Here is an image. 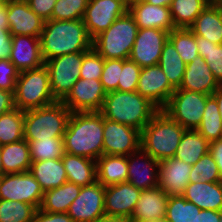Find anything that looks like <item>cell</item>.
I'll use <instances>...</instances> for the list:
<instances>
[{
    "mask_svg": "<svg viewBox=\"0 0 222 222\" xmlns=\"http://www.w3.org/2000/svg\"><path fill=\"white\" fill-rule=\"evenodd\" d=\"M35 211L30 204L0 199V222H32Z\"/></svg>",
    "mask_w": 222,
    "mask_h": 222,
    "instance_id": "60d3db41",
    "label": "cell"
},
{
    "mask_svg": "<svg viewBox=\"0 0 222 222\" xmlns=\"http://www.w3.org/2000/svg\"><path fill=\"white\" fill-rule=\"evenodd\" d=\"M103 66L104 58L92 48L83 56L80 78L101 79Z\"/></svg>",
    "mask_w": 222,
    "mask_h": 222,
    "instance_id": "bcb514c9",
    "label": "cell"
},
{
    "mask_svg": "<svg viewBox=\"0 0 222 222\" xmlns=\"http://www.w3.org/2000/svg\"><path fill=\"white\" fill-rule=\"evenodd\" d=\"M141 67L131 59L122 60V71L118 81V90L134 92L137 89Z\"/></svg>",
    "mask_w": 222,
    "mask_h": 222,
    "instance_id": "ee69618b",
    "label": "cell"
},
{
    "mask_svg": "<svg viewBox=\"0 0 222 222\" xmlns=\"http://www.w3.org/2000/svg\"><path fill=\"white\" fill-rule=\"evenodd\" d=\"M106 94L100 79L79 78L61 102L72 113L101 111Z\"/></svg>",
    "mask_w": 222,
    "mask_h": 222,
    "instance_id": "7c38bea8",
    "label": "cell"
},
{
    "mask_svg": "<svg viewBox=\"0 0 222 222\" xmlns=\"http://www.w3.org/2000/svg\"><path fill=\"white\" fill-rule=\"evenodd\" d=\"M158 65L167 76L170 84L175 89L179 88L183 80L186 64L169 39L163 46Z\"/></svg>",
    "mask_w": 222,
    "mask_h": 222,
    "instance_id": "d6a6232c",
    "label": "cell"
},
{
    "mask_svg": "<svg viewBox=\"0 0 222 222\" xmlns=\"http://www.w3.org/2000/svg\"><path fill=\"white\" fill-rule=\"evenodd\" d=\"M138 26L127 11L92 40V48L104 59H129Z\"/></svg>",
    "mask_w": 222,
    "mask_h": 222,
    "instance_id": "8992f818",
    "label": "cell"
},
{
    "mask_svg": "<svg viewBox=\"0 0 222 222\" xmlns=\"http://www.w3.org/2000/svg\"><path fill=\"white\" fill-rule=\"evenodd\" d=\"M122 71V59H104L101 84L106 93L118 90V81Z\"/></svg>",
    "mask_w": 222,
    "mask_h": 222,
    "instance_id": "f6af8a7d",
    "label": "cell"
},
{
    "mask_svg": "<svg viewBox=\"0 0 222 222\" xmlns=\"http://www.w3.org/2000/svg\"><path fill=\"white\" fill-rule=\"evenodd\" d=\"M220 86L206 61L198 56L194 61L186 64L182 83L177 89L211 95Z\"/></svg>",
    "mask_w": 222,
    "mask_h": 222,
    "instance_id": "cb8c5ba5",
    "label": "cell"
},
{
    "mask_svg": "<svg viewBox=\"0 0 222 222\" xmlns=\"http://www.w3.org/2000/svg\"><path fill=\"white\" fill-rule=\"evenodd\" d=\"M123 1L128 8L131 7L135 3L141 2V0H123Z\"/></svg>",
    "mask_w": 222,
    "mask_h": 222,
    "instance_id": "91938a15",
    "label": "cell"
},
{
    "mask_svg": "<svg viewBox=\"0 0 222 222\" xmlns=\"http://www.w3.org/2000/svg\"><path fill=\"white\" fill-rule=\"evenodd\" d=\"M220 222H222V211H220Z\"/></svg>",
    "mask_w": 222,
    "mask_h": 222,
    "instance_id": "03108f58",
    "label": "cell"
},
{
    "mask_svg": "<svg viewBox=\"0 0 222 222\" xmlns=\"http://www.w3.org/2000/svg\"><path fill=\"white\" fill-rule=\"evenodd\" d=\"M1 161L5 174L30 171L31 158L29 145L26 140L0 146Z\"/></svg>",
    "mask_w": 222,
    "mask_h": 222,
    "instance_id": "f546056e",
    "label": "cell"
},
{
    "mask_svg": "<svg viewBox=\"0 0 222 222\" xmlns=\"http://www.w3.org/2000/svg\"><path fill=\"white\" fill-rule=\"evenodd\" d=\"M159 109L137 91H111L106 94L101 113L104 118L126 124L140 132Z\"/></svg>",
    "mask_w": 222,
    "mask_h": 222,
    "instance_id": "3957f363",
    "label": "cell"
},
{
    "mask_svg": "<svg viewBox=\"0 0 222 222\" xmlns=\"http://www.w3.org/2000/svg\"><path fill=\"white\" fill-rule=\"evenodd\" d=\"M179 56L188 64L199 56L195 35L189 28H175L168 36Z\"/></svg>",
    "mask_w": 222,
    "mask_h": 222,
    "instance_id": "8d00e7d4",
    "label": "cell"
},
{
    "mask_svg": "<svg viewBox=\"0 0 222 222\" xmlns=\"http://www.w3.org/2000/svg\"><path fill=\"white\" fill-rule=\"evenodd\" d=\"M5 3H6V0H0V9H1V7H3L5 5Z\"/></svg>",
    "mask_w": 222,
    "mask_h": 222,
    "instance_id": "be15d7a7",
    "label": "cell"
},
{
    "mask_svg": "<svg viewBox=\"0 0 222 222\" xmlns=\"http://www.w3.org/2000/svg\"><path fill=\"white\" fill-rule=\"evenodd\" d=\"M141 1L145 3H150L152 5L169 7L173 0H141Z\"/></svg>",
    "mask_w": 222,
    "mask_h": 222,
    "instance_id": "680465c9",
    "label": "cell"
},
{
    "mask_svg": "<svg viewBox=\"0 0 222 222\" xmlns=\"http://www.w3.org/2000/svg\"><path fill=\"white\" fill-rule=\"evenodd\" d=\"M191 169V165L174 157L159 161L158 186L168 196L183 195L186 186L190 183Z\"/></svg>",
    "mask_w": 222,
    "mask_h": 222,
    "instance_id": "ac0fdd59",
    "label": "cell"
},
{
    "mask_svg": "<svg viewBox=\"0 0 222 222\" xmlns=\"http://www.w3.org/2000/svg\"><path fill=\"white\" fill-rule=\"evenodd\" d=\"M61 159L67 173V181L80 187L92 185L97 181L95 160L66 152Z\"/></svg>",
    "mask_w": 222,
    "mask_h": 222,
    "instance_id": "4316f807",
    "label": "cell"
},
{
    "mask_svg": "<svg viewBox=\"0 0 222 222\" xmlns=\"http://www.w3.org/2000/svg\"><path fill=\"white\" fill-rule=\"evenodd\" d=\"M81 187L67 181L60 187L44 192L39 209L51 213H67L71 203L78 197Z\"/></svg>",
    "mask_w": 222,
    "mask_h": 222,
    "instance_id": "4dcf8cb0",
    "label": "cell"
},
{
    "mask_svg": "<svg viewBox=\"0 0 222 222\" xmlns=\"http://www.w3.org/2000/svg\"><path fill=\"white\" fill-rule=\"evenodd\" d=\"M28 145L32 162L59 159L64 154L63 137L33 140Z\"/></svg>",
    "mask_w": 222,
    "mask_h": 222,
    "instance_id": "74e56055",
    "label": "cell"
},
{
    "mask_svg": "<svg viewBox=\"0 0 222 222\" xmlns=\"http://www.w3.org/2000/svg\"><path fill=\"white\" fill-rule=\"evenodd\" d=\"M217 4L222 8V0H218Z\"/></svg>",
    "mask_w": 222,
    "mask_h": 222,
    "instance_id": "e7e4bbea",
    "label": "cell"
},
{
    "mask_svg": "<svg viewBox=\"0 0 222 222\" xmlns=\"http://www.w3.org/2000/svg\"><path fill=\"white\" fill-rule=\"evenodd\" d=\"M128 179L137 189L147 190L158 186L159 161L141 148L127 156Z\"/></svg>",
    "mask_w": 222,
    "mask_h": 222,
    "instance_id": "d6986e66",
    "label": "cell"
},
{
    "mask_svg": "<svg viewBox=\"0 0 222 222\" xmlns=\"http://www.w3.org/2000/svg\"><path fill=\"white\" fill-rule=\"evenodd\" d=\"M7 21L12 36L40 37L45 20L36 15L25 0H6Z\"/></svg>",
    "mask_w": 222,
    "mask_h": 222,
    "instance_id": "e0dca14e",
    "label": "cell"
},
{
    "mask_svg": "<svg viewBox=\"0 0 222 222\" xmlns=\"http://www.w3.org/2000/svg\"><path fill=\"white\" fill-rule=\"evenodd\" d=\"M194 222H220V211L201 209L196 213Z\"/></svg>",
    "mask_w": 222,
    "mask_h": 222,
    "instance_id": "db71d44e",
    "label": "cell"
},
{
    "mask_svg": "<svg viewBox=\"0 0 222 222\" xmlns=\"http://www.w3.org/2000/svg\"><path fill=\"white\" fill-rule=\"evenodd\" d=\"M207 5L205 0H173L169 8L175 28H189Z\"/></svg>",
    "mask_w": 222,
    "mask_h": 222,
    "instance_id": "836d02e7",
    "label": "cell"
},
{
    "mask_svg": "<svg viewBox=\"0 0 222 222\" xmlns=\"http://www.w3.org/2000/svg\"><path fill=\"white\" fill-rule=\"evenodd\" d=\"M0 151H1V148H0ZM5 175L4 173V168H3V165H2V161H1V155H0V178Z\"/></svg>",
    "mask_w": 222,
    "mask_h": 222,
    "instance_id": "94428289",
    "label": "cell"
},
{
    "mask_svg": "<svg viewBox=\"0 0 222 222\" xmlns=\"http://www.w3.org/2000/svg\"><path fill=\"white\" fill-rule=\"evenodd\" d=\"M208 4H215L218 0H205Z\"/></svg>",
    "mask_w": 222,
    "mask_h": 222,
    "instance_id": "6125c7cd",
    "label": "cell"
},
{
    "mask_svg": "<svg viewBox=\"0 0 222 222\" xmlns=\"http://www.w3.org/2000/svg\"><path fill=\"white\" fill-rule=\"evenodd\" d=\"M189 180L192 183L222 181L217 164L209 152L192 165Z\"/></svg>",
    "mask_w": 222,
    "mask_h": 222,
    "instance_id": "b9f144b4",
    "label": "cell"
},
{
    "mask_svg": "<svg viewBox=\"0 0 222 222\" xmlns=\"http://www.w3.org/2000/svg\"><path fill=\"white\" fill-rule=\"evenodd\" d=\"M209 143L222 138V122L216 99L209 95L201 124L196 129Z\"/></svg>",
    "mask_w": 222,
    "mask_h": 222,
    "instance_id": "d590c367",
    "label": "cell"
},
{
    "mask_svg": "<svg viewBox=\"0 0 222 222\" xmlns=\"http://www.w3.org/2000/svg\"><path fill=\"white\" fill-rule=\"evenodd\" d=\"M12 50V35L9 27H0V60L10 59Z\"/></svg>",
    "mask_w": 222,
    "mask_h": 222,
    "instance_id": "f907efd6",
    "label": "cell"
},
{
    "mask_svg": "<svg viewBox=\"0 0 222 222\" xmlns=\"http://www.w3.org/2000/svg\"><path fill=\"white\" fill-rule=\"evenodd\" d=\"M209 146L210 143L197 130H185L174 158L192 166L209 152Z\"/></svg>",
    "mask_w": 222,
    "mask_h": 222,
    "instance_id": "1f68e13d",
    "label": "cell"
},
{
    "mask_svg": "<svg viewBox=\"0 0 222 222\" xmlns=\"http://www.w3.org/2000/svg\"><path fill=\"white\" fill-rule=\"evenodd\" d=\"M14 108V93L12 91L0 89V116Z\"/></svg>",
    "mask_w": 222,
    "mask_h": 222,
    "instance_id": "816d5d0a",
    "label": "cell"
},
{
    "mask_svg": "<svg viewBox=\"0 0 222 222\" xmlns=\"http://www.w3.org/2000/svg\"><path fill=\"white\" fill-rule=\"evenodd\" d=\"M141 190L124 182L105 187V216L131 217L140 197Z\"/></svg>",
    "mask_w": 222,
    "mask_h": 222,
    "instance_id": "ffe728a7",
    "label": "cell"
},
{
    "mask_svg": "<svg viewBox=\"0 0 222 222\" xmlns=\"http://www.w3.org/2000/svg\"><path fill=\"white\" fill-rule=\"evenodd\" d=\"M0 27H9V23L7 21V5L6 4L0 9Z\"/></svg>",
    "mask_w": 222,
    "mask_h": 222,
    "instance_id": "6f0895ef",
    "label": "cell"
},
{
    "mask_svg": "<svg viewBox=\"0 0 222 222\" xmlns=\"http://www.w3.org/2000/svg\"><path fill=\"white\" fill-rule=\"evenodd\" d=\"M30 172L39 182L43 192L67 182V173L61 158L32 162Z\"/></svg>",
    "mask_w": 222,
    "mask_h": 222,
    "instance_id": "f1b7e54d",
    "label": "cell"
},
{
    "mask_svg": "<svg viewBox=\"0 0 222 222\" xmlns=\"http://www.w3.org/2000/svg\"><path fill=\"white\" fill-rule=\"evenodd\" d=\"M199 56L213 72L215 79L222 86V44H215L202 36H195Z\"/></svg>",
    "mask_w": 222,
    "mask_h": 222,
    "instance_id": "f35d334b",
    "label": "cell"
},
{
    "mask_svg": "<svg viewBox=\"0 0 222 222\" xmlns=\"http://www.w3.org/2000/svg\"><path fill=\"white\" fill-rule=\"evenodd\" d=\"M127 11L123 0H89L83 21L90 38L104 32Z\"/></svg>",
    "mask_w": 222,
    "mask_h": 222,
    "instance_id": "5bb4252c",
    "label": "cell"
},
{
    "mask_svg": "<svg viewBox=\"0 0 222 222\" xmlns=\"http://www.w3.org/2000/svg\"><path fill=\"white\" fill-rule=\"evenodd\" d=\"M88 51L65 54L44 62L56 101H62L80 78L83 56Z\"/></svg>",
    "mask_w": 222,
    "mask_h": 222,
    "instance_id": "9c48e42d",
    "label": "cell"
},
{
    "mask_svg": "<svg viewBox=\"0 0 222 222\" xmlns=\"http://www.w3.org/2000/svg\"><path fill=\"white\" fill-rule=\"evenodd\" d=\"M32 222H74L68 213H51L36 209Z\"/></svg>",
    "mask_w": 222,
    "mask_h": 222,
    "instance_id": "681fc988",
    "label": "cell"
},
{
    "mask_svg": "<svg viewBox=\"0 0 222 222\" xmlns=\"http://www.w3.org/2000/svg\"><path fill=\"white\" fill-rule=\"evenodd\" d=\"M201 209L187 201L182 195L169 196L166 207V222H194Z\"/></svg>",
    "mask_w": 222,
    "mask_h": 222,
    "instance_id": "ab89813d",
    "label": "cell"
},
{
    "mask_svg": "<svg viewBox=\"0 0 222 222\" xmlns=\"http://www.w3.org/2000/svg\"><path fill=\"white\" fill-rule=\"evenodd\" d=\"M56 102L45 65L37 69L21 71L14 92L15 108L29 110Z\"/></svg>",
    "mask_w": 222,
    "mask_h": 222,
    "instance_id": "52a82bcc",
    "label": "cell"
},
{
    "mask_svg": "<svg viewBox=\"0 0 222 222\" xmlns=\"http://www.w3.org/2000/svg\"><path fill=\"white\" fill-rule=\"evenodd\" d=\"M30 9L43 20H51L55 3L57 0H25Z\"/></svg>",
    "mask_w": 222,
    "mask_h": 222,
    "instance_id": "c3c4849f",
    "label": "cell"
},
{
    "mask_svg": "<svg viewBox=\"0 0 222 222\" xmlns=\"http://www.w3.org/2000/svg\"><path fill=\"white\" fill-rule=\"evenodd\" d=\"M217 101L218 109L221 117L222 122V86L217 88L212 94H211Z\"/></svg>",
    "mask_w": 222,
    "mask_h": 222,
    "instance_id": "11a10c76",
    "label": "cell"
},
{
    "mask_svg": "<svg viewBox=\"0 0 222 222\" xmlns=\"http://www.w3.org/2000/svg\"><path fill=\"white\" fill-rule=\"evenodd\" d=\"M39 38L44 62L65 54L92 49V39L83 19L46 20Z\"/></svg>",
    "mask_w": 222,
    "mask_h": 222,
    "instance_id": "6da1fadb",
    "label": "cell"
},
{
    "mask_svg": "<svg viewBox=\"0 0 222 222\" xmlns=\"http://www.w3.org/2000/svg\"><path fill=\"white\" fill-rule=\"evenodd\" d=\"M9 60L20 72L43 66L40 38L25 35L12 36V50Z\"/></svg>",
    "mask_w": 222,
    "mask_h": 222,
    "instance_id": "7402d4cb",
    "label": "cell"
},
{
    "mask_svg": "<svg viewBox=\"0 0 222 222\" xmlns=\"http://www.w3.org/2000/svg\"><path fill=\"white\" fill-rule=\"evenodd\" d=\"M138 29L154 28L171 32L175 29L169 7L138 2L128 8Z\"/></svg>",
    "mask_w": 222,
    "mask_h": 222,
    "instance_id": "603a6c76",
    "label": "cell"
},
{
    "mask_svg": "<svg viewBox=\"0 0 222 222\" xmlns=\"http://www.w3.org/2000/svg\"><path fill=\"white\" fill-rule=\"evenodd\" d=\"M104 199L105 186L96 181L92 185L81 187L67 213L74 222H97L105 217Z\"/></svg>",
    "mask_w": 222,
    "mask_h": 222,
    "instance_id": "4fadbf2b",
    "label": "cell"
},
{
    "mask_svg": "<svg viewBox=\"0 0 222 222\" xmlns=\"http://www.w3.org/2000/svg\"><path fill=\"white\" fill-rule=\"evenodd\" d=\"M20 71L9 59L0 60V89L15 92Z\"/></svg>",
    "mask_w": 222,
    "mask_h": 222,
    "instance_id": "7dc6e473",
    "label": "cell"
},
{
    "mask_svg": "<svg viewBox=\"0 0 222 222\" xmlns=\"http://www.w3.org/2000/svg\"><path fill=\"white\" fill-rule=\"evenodd\" d=\"M103 139L100 111L71 113L63 135L64 152L96 161L103 155Z\"/></svg>",
    "mask_w": 222,
    "mask_h": 222,
    "instance_id": "7a4b0ae2",
    "label": "cell"
},
{
    "mask_svg": "<svg viewBox=\"0 0 222 222\" xmlns=\"http://www.w3.org/2000/svg\"><path fill=\"white\" fill-rule=\"evenodd\" d=\"M97 181L108 187L127 182V156L103 154L96 160Z\"/></svg>",
    "mask_w": 222,
    "mask_h": 222,
    "instance_id": "83f0119b",
    "label": "cell"
},
{
    "mask_svg": "<svg viewBox=\"0 0 222 222\" xmlns=\"http://www.w3.org/2000/svg\"><path fill=\"white\" fill-rule=\"evenodd\" d=\"M44 192L30 171L5 174L0 178V199L19 201L39 209Z\"/></svg>",
    "mask_w": 222,
    "mask_h": 222,
    "instance_id": "30bf717a",
    "label": "cell"
},
{
    "mask_svg": "<svg viewBox=\"0 0 222 222\" xmlns=\"http://www.w3.org/2000/svg\"><path fill=\"white\" fill-rule=\"evenodd\" d=\"M175 90L158 64L141 68L136 91L159 110L165 107Z\"/></svg>",
    "mask_w": 222,
    "mask_h": 222,
    "instance_id": "2e32d148",
    "label": "cell"
},
{
    "mask_svg": "<svg viewBox=\"0 0 222 222\" xmlns=\"http://www.w3.org/2000/svg\"><path fill=\"white\" fill-rule=\"evenodd\" d=\"M209 153L214 158L218 167L219 174L222 178V138L210 143Z\"/></svg>",
    "mask_w": 222,
    "mask_h": 222,
    "instance_id": "f5cc1de1",
    "label": "cell"
},
{
    "mask_svg": "<svg viewBox=\"0 0 222 222\" xmlns=\"http://www.w3.org/2000/svg\"><path fill=\"white\" fill-rule=\"evenodd\" d=\"M169 32L154 28L138 29L129 59L141 68L157 65Z\"/></svg>",
    "mask_w": 222,
    "mask_h": 222,
    "instance_id": "9a60e30c",
    "label": "cell"
},
{
    "mask_svg": "<svg viewBox=\"0 0 222 222\" xmlns=\"http://www.w3.org/2000/svg\"><path fill=\"white\" fill-rule=\"evenodd\" d=\"M145 222H160V220H156V221L150 220V221H145Z\"/></svg>",
    "mask_w": 222,
    "mask_h": 222,
    "instance_id": "003e7915",
    "label": "cell"
},
{
    "mask_svg": "<svg viewBox=\"0 0 222 222\" xmlns=\"http://www.w3.org/2000/svg\"><path fill=\"white\" fill-rule=\"evenodd\" d=\"M208 94L176 89L162 109L184 129L196 130L202 120Z\"/></svg>",
    "mask_w": 222,
    "mask_h": 222,
    "instance_id": "ba28073f",
    "label": "cell"
},
{
    "mask_svg": "<svg viewBox=\"0 0 222 222\" xmlns=\"http://www.w3.org/2000/svg\"><path fill=\"white\" fill-rule=\"evenodd\" d=\"M168 199L169 196L159 186L141 190L130 220L132 222H145L165 219Z\"/></svg>",
    "mask_w": 222,
    "mask_h": 222,
    "instance_id": "44dd1931",
    "label": "cell"
},
{
    "mask_svg": "<svg viewBox=\"0 0 222 222\" xmlns=\"http://www.w3.org/2000/svg\"><path fill=\"white\" fill-rule=\"evenodd\" d=\"M103 154L129 156L140 149L141 132L103 117Z\"/></svg>",
    "mask_w": 222,
    "mask_h": 222,
    "instance_id": "8fae6325",
    "label": "cell"
},
{
    "mask_svg": "<svg viewBox=\"0 0 222 222\" xmlns=\"http://www.w3.org/2000/svg\"><path fill=\"white\" fill-rule=\"evenodd\" d=\"M186 129L159 110L141 131L140 148L162 161L174 157Z\"/></svg>",
    "mask_w": 222,
    "mask_h": 222,
    "instance_id": "277c9868",
    "label": "cell"
},
{
    "mask_svg": "<svg viewBox=\"0 0 222 222\" xmlns=\"http://www.w3.org/2000/svg\"><path fill=\"white\" fill-rule=\"evenodd\" d=\"M71 113L61 101L24 111V140L63 137Z\"/></svg>",
    "mask_w": 222,
    "mask_h": 222,
    "instance_id": "5b68a950",
    "label": "cell"
},
{
    "mask_svg": "<svg viewBox=\"0 0 222 222\" xmlns=\"http://www.w3.org/2000/svg\"><path fill=\"white\" fill-rule=\"evenodd\" d=\"M24 139V111L14 108L0 116V146Z\"/></svg>",
    "mask_w": 222,
    "mask_h": 222,
    "instance_id": "e575fe53",
    "label": "cell"
},
{
    "mask_svg": "<svg viewBox=\"0 0 222 222\" xmlns=\"http://www.w3.org/2000/svg\"><path fill=\"white\" fill-rule=\"evenodd\" d=\"M195 36H202L215 44H222V8L208 4L189 27Z\"/></svg>",
    "mask_w": 222,
    "mask_h": 222,
    "instance_id": "484cf974",
    "label": "cell"
},
{
    "mask_svg": "<svg viewBox=\"0 0 222 222\" xmlns=\"http://www.w3.org/2000/svg\"><path fill=\"white\" fill-rule=\"evenodd\" d=\"M89 0H57L51 14L52 20L83 19Z\"/></svg>",
    "mask_w": 222,
    "mask_h": 222,
    "instance_id": "7bdbcfd3",
    "label": "cell"
},
{
    "mask_svg": "<svg viewBox=\"0 0 222 222\" xmlns=\"http://www.w3.org/2000/svg\"><path fill=\"white\" fill-rule=\"evenodd\" d=\"M97 222H132L129 218L119 216H105Z\"/></svg>",
    "mask_w": 222,
    "mask_h": 222,
    "instance_id": "9f6ffc18",
    "label": "cell"
},
{
    "mask_svg": "<svg viewBox=\"0 0 222 222\" xmlns=\"http://www.w3.org/2000/svg\"><path fill=\"white\" fill-rule=\"evenodd\" d=\"M182 196L200 209L222 211V181L190 182Z\"/></svg>",
    "mask_w": 222,
    "mask_h": 222,
    "instance_id": "d4e9b609",
    "label": "cell"
}]
</instances>
